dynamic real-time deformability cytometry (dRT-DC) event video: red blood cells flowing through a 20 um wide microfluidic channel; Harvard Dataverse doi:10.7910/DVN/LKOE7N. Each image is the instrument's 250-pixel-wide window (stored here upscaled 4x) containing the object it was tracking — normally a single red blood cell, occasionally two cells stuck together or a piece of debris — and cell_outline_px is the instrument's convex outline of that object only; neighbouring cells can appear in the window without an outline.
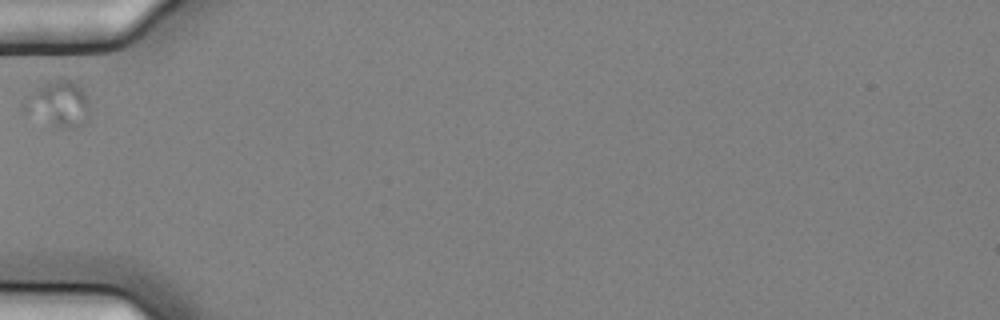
{"species": "common noctule bat (a hibernating species)", "species_latin": "Nyctalus noctula", "temperature_condition": "cold", "stored_images_in_passage": 32, "camera_frame_rate_fps": 3000, "um_per_image_px": 0.085, "animal": {"sex": "female", "body_mass_g": 25.1}, "frame": {"image": 1, "passage_image": 1, "time_ms": 0.0, "image_size_px": [1000, 320], "cell_outline_px": [[88, 120], [76, 128], [52, 128], [24, 112], [20, 108], [20, 104], [24, 96], [36, 88], [56, 80], [68, 80], [76, 84], [84, 92], [88, 100]], "centroid_in_image_um": [4.88, 8.9], "position_along_channel_um": 80.1, "area_um2": 17.86}}
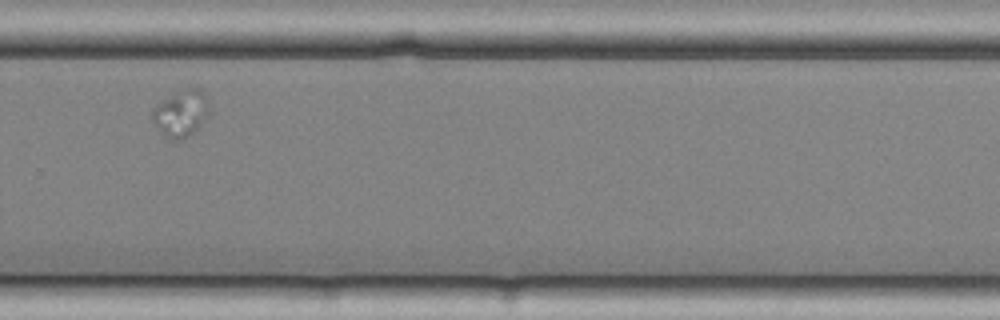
{"frame": {"image": 2, "passage_image": 23, "time_ms": 7.333, "image_size_px": [1000, 320], "cell_outline_px": [[208, 116], [188, 136], [176, 140], [172, 140], [164, 136], [156, 128], [152, 120], [152, 112], [156, 104], [176, 92], [184, 88], [200, 88], [208, 96]], "centroid_in_image_um": [15.38, 9.61], "position_along_channel_um": 314.4, "area_um2": 15.43}}
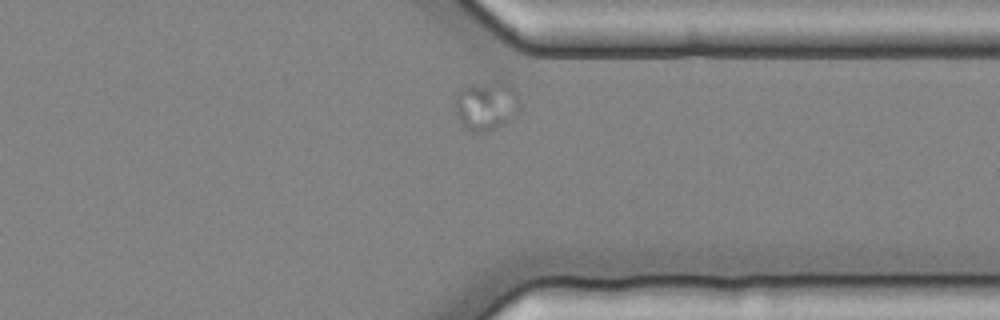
{"frame": {"image": 3, "passage_image": 28, "time_ms": 9.0, "image_size_px": [1000, 320], "cell_outline_px": [[520, 104], [516, 116], [484, 132], [472, 132], [460, 120], [456, 112], [456, 96], [468, 84], [504, 80], [520, 96]], "centroid_in_image_um": [41.38, 8.93], "position_along_channel_um": 370.0, "area_um2": 18.26}}